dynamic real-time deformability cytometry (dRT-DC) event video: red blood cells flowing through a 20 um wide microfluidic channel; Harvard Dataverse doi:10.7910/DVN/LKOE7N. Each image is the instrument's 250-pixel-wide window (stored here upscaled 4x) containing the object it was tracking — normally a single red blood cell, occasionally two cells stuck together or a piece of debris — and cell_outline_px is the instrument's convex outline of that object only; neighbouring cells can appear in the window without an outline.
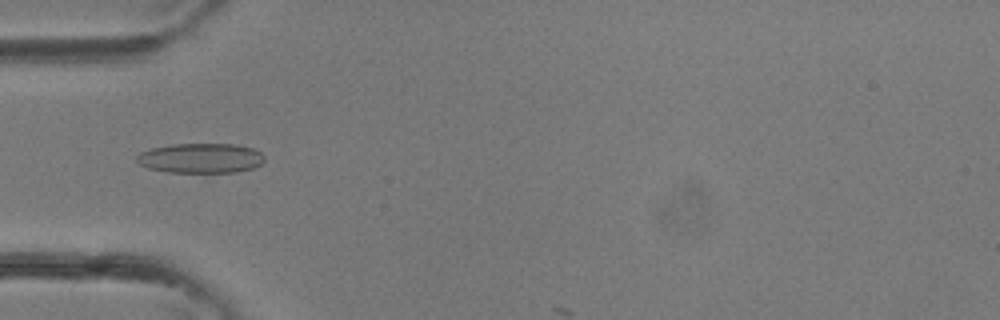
{"species": "common noctule bat (a hibernating species)", "species_latin": "Nyctalus noctula", "temperature_condition": "room temperature", "stored_images_in_passage": 14, "camera_frame_rate_fps": 3000, "um_per_image_px": 0.085, "animal": {"sex": "female"}, "frame": {"image": 1, "passage_image": 12, "time_ms": 3.667, "image_size_px": [1000, 320], "cell_outline_px": [[264, 160], [260, 164], [252, 168], [236, 172], [168, 172], [148, 168], [140, 164], [136, 160], [136, 156], [140, 152], [152, 148], [172, 144], [232, 144], [252, 148], [260, 152], [264, 156]], "centroid_in_image_um": [17.04, 13.44], "position_along_channel_um": 68.0, "area_um2": 22.08}}